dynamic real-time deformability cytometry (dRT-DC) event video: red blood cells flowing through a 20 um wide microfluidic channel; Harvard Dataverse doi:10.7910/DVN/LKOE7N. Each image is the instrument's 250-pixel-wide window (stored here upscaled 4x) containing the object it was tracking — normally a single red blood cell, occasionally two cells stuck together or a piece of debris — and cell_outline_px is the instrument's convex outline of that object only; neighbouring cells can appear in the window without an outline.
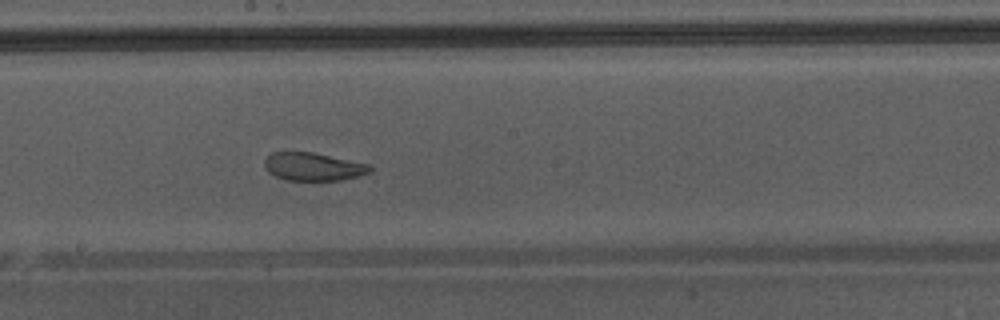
{"species": "Egyptian fruit bat (a non-hibernating species)", "species_latin": "Rousettus aegyptiacus", "temperature_condition": "warm", "stored_images_in_passage": 50, "camera_frame_rate_fps": 3000, "um_per_image_px": 0.085, "animal": {"sex": "male"}, "frame": {"image": 1, "passage_image": 29, "time_ms": 9.333, "image_size_px": [1000, 320], "cell_outline_px": [[372, 172], [360, 176], [340, 180], [284, 180], [268, 172], [264, 168], [264, 160], [272, 152], [312, 152], [368, 164], [372, 168]], "centroid_in_image_um": [26.61, 14.17], "position_along_channel_um": 221.6, "area_um2": 17.22}, "authors_computed_cell_mechanics": {"area_um2": 26.1256, "velocity_mm_per_s": 4.3165, "shape_relaxation_time_tau1_ms": 3.1565, "shape_relaxation_time_tau2_ms": 1.1671, "deformation_change_tau1": 0.0937, "deformation_change_tau2": 0.0764}}